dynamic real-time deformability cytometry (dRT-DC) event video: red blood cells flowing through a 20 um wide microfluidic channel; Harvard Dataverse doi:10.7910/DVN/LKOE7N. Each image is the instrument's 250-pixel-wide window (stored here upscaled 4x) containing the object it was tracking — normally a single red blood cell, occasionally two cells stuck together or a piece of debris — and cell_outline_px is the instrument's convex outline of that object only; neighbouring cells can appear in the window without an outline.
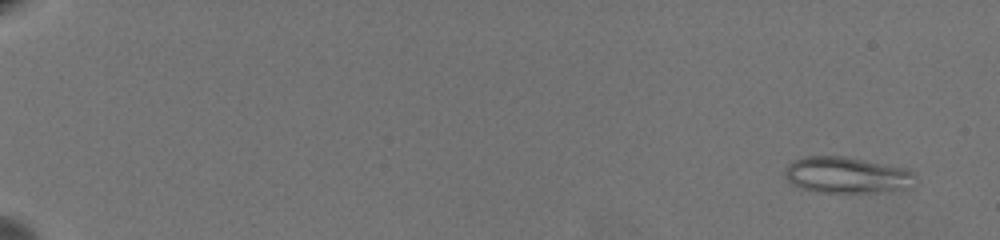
{"species": "common noctule bat (a hibernating species)", "species_latin": "Nyctalus noctula", "temperature_condition": "warm", "stored_images_in_passage": 64, "camera_frame_rate_fps": 3000, "um_per_image_px": 0.085, "animal": {"sex": "female", "body_mass_g": 19.5, "forearm_length_mm": 54.1}, "frame": {"image": 1, "passage_image": 5, "time_ms": 1.333, "image_size_px": [1000, 240], "cell_outline_px": [[912, 176], [892, 188], [856, 192], [816, 192], [792, 184], [788, 180], [788, 164], [796, 160], [808, 156], [840, 156], [904, 168], [912, 172]], "centroid_in_image_um": [71.74, 14.84], "position_along_channel_um": 13.3, "area_um2": 25.2}}
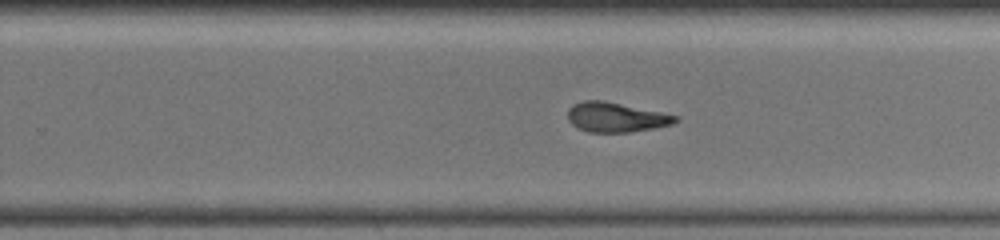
{"frame": {"image": 2, "passage_image": 45, "time_ms": 14.667, "image_size_px": [1000, 240], "cell_outline_px": [[680, 120], [672, 124], [652, 128], [628, 132], [588, 132], [576, 128], [568, 120], [568, 108], [572, 104], [584, 100], [604, 100], [680, 116]], "centroid_in_image_um": [52.33, 9.96], "position_along_channel_um": 277.5, "area_um2": 18.73}}
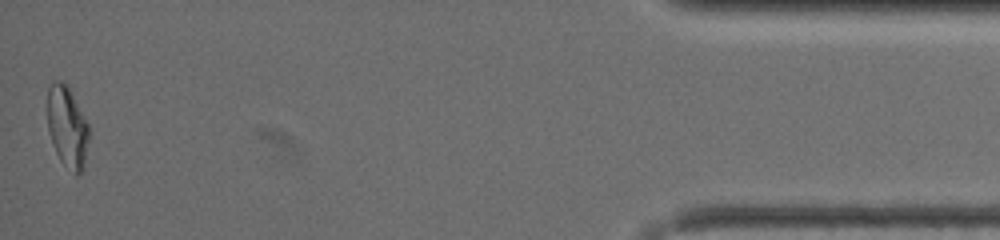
{"frame": {"image": 3, "passage_image": 64, "time_ms": 21.0, "image_size_px": [1000, 240], "cell_outline_px": [[88, 140], [84, 160], [80, 172], [76, 176], [60, 160], [52, 144], [48, 128], [48, 88], [52, 80], [60, 80], [68, 88], [88, 124]], "centroid_in_image_um": [5.69, 10.78], "position_along_channel_um": 429.5, "area_um2": 19.07}, "authors_computed_cell_mechanics": {"area_um2": 19.3919, "velocity_mm_per_s": 3.5349, "shape_relaxation_time_tau1_ms": null, "shape_relaxation_time_tau2_ms": 3.242, "deformation_change_tau1": null, "deformation_change_tau2": 0.114}}